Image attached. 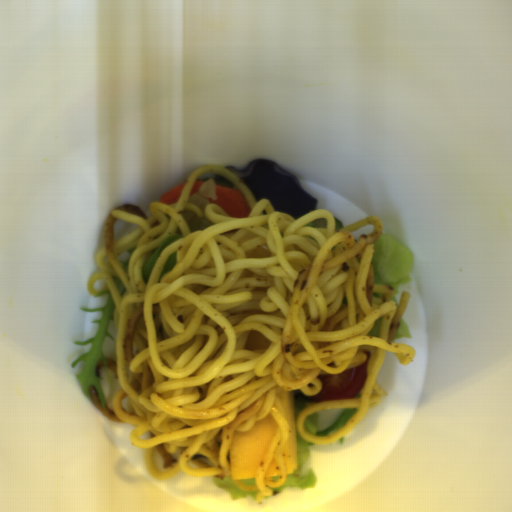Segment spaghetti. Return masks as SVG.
<instances>
[{"label": "spaghetti", "instance_id": "obj_1", "mask_svg": "<svg viewBox=\"0 0 512 512\" xmlns=\"http://www.w3.org/2000/svg\"><path fill=\"white\" fill-rule=\"evenodd\" d=\"M228 176L252 208L248 217H231L216 204L206 217L216 225L190 234L181 212L201 210L188 202L197 175ZM151 215L134 203H121L104 220L102 244L89 278V295L109 290L114 302L115 360L108 368L121 388L105 407L94 387V408L116 424L137 427L130 444L143 449L150 477L168 479L229 477L227 454L235 432H247L271 414L277 427L258 468L256 485L233 479L237 488L256 491L262 504L286 481L282 454L290 426L276 395L299 389L313 397L320 375L339 374L365 363L367 380L360 398L329 399L299 412L296 426L310 444L335 442L350 433L387 393L377 378L387 352L407 365L413 347L394 341L412 298L398 303L389 285H374L373 244L382 222L367 217L337 231L335 215L316 209L299 218L276 211L271 201L256 202L247 186L218 166L191 173L175 204L151 201ZM327 218V228L304 227ZM140 228L115 239L116 220ZM183 238L165 248L147 285L141 272L153 250L170 236ZM267 243L271 256L249 258ZM128 276L119 253L134 248ZM173 270L161 277L166 257ZM112 277L123 281L121 297ZM383 315L379 338L367 336ZM249 330L270 338L269 349L246 350ZM358 408L329 436L304 430L309 414L323 409Z\"/></svg>", "mask_w": 512, "mask_h": 512}]
</instances>
